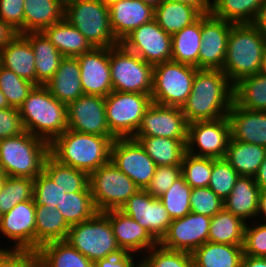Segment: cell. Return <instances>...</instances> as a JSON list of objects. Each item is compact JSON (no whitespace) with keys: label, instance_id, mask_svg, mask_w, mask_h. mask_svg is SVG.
<instances>
[{"label":"cell","instance_id":"cell-34","mask_svg":"<svg viewBox=\"0 0 266 267\" xmlns=\"http://www.w3.org/2000/svg\"><path fill=\"white\" fill-rule=\"evenodd\" d=\"M266 147L230 138L225 159L239 176L254 177L264 161Z\"/></svg>","mask_w":266,"mask_h":267},{"label":"cell","instance_id":"cell-46","mask_svg":"<svg viewBox=\"0 0 266 267\" xmlns=\"http://www.w3.org/2000/svg\"><path fill=\"white\" fill-rule=\"evenodd\" d=\"M213 158L185 153L181 164V175L191 188L208 187L212 173Z\"/></svg>","mask_w":266,"mask_h":267},{"label":"cell","instance_id":"cell-40","mask_svg":"<svg viewBox=\"0 0 266 267\" xmlns=\"http://www.w3.org/2000/svg\"><path fill=\"white\" fill-rule=\"evenodd\" d=\"M44 171L66 193L91 192L89 187V175L56 160L51 154L45 160Z\"/></svg>","mask_w":266,"mask_h":267},{"label":"cell","instance_id":"cell-15","mask_svg":"<svg viewBox=\"0 0 266 267\" xmlns=\"http://www.w3.org/2000/svg\"><path fill=\"white\" fill-rule=\"evenodd\" d=\"M188 122L180 107L152 103L133 137H165L187 143Z\"/></svg>","mask_w":266,"mask_h":267},{"label":"cell","instance_id":"cell-5","mask_svg":"<svg viewBox=\"0 0 266 267\" xmlns=\"http://www.w3.org/2000/svg\"><path fill=\"white\" fill-rule=\"evenodd\" d=\"M50 154V143L27 131L0 140V164L7 176L35 179Z\"/></svg>","mask_w":266,"mask_h":267},{"label":"cell","instance_id":"cell-64","mask_svg":"<svg viewBox=\"0 0 266 267\" xmlns=\"http://www.w3.org/2000/svg\"><path fill=\"white\" fill-rule=\"evenodd\" d=\"M143 3L156 8L163 0H141Z\"/></svg>","mask_w":266,"mask_h":267},{"label":"cell","instance_id":"cell-68","mask_svg":"<svg viewBox=\"0 0 266 267\" xmlns=\"http://www.w3.org/2000/svg\"><path fill=\"white\" fill-rule=\"evenodd\" d=\"M0 175H6V174L3 172V169H2L1 164H0Z\"/></svg>","mask_w":266,"mask_h":267},{"label":"cell","instance_id":"cell-60","mask_svg":"<svg viewBox=\"0 0 266 267\" xmlns=\"http://www.w3.org/2000/svg\"><path fill=\"white\" fill-rule=\"evenodd\" d=\"M254 180L259 186L260 190L266 189V155L264 161L260 165L256 175L254 176Z\"/></svg>","mask_w":266,"mask_h":267},{"label":"cell","instance_id":"cell-63","mask_svg":"<svg viewBox=\"0 0 266 267\" xmlns=\"http://www.w3.org/2000/svg\"><path fill=\"white\" fill-rule=\"evenodd\" d=\"M9 107L11 106L8 104L6 97L3 95V93L0 90V109L9 108Z\"/></svg>","mask_w":266,"mask_h":267},{"label":"cell","instance_id":"cell-19","mask_svg":"<svg viewBox=\"0 0 266 267\" xmlns=\"http://www.w3.org/2000/svg\"><path fill=\"white\" fill-rule=\"evenodd\" d=\"M233 23L212 14L201 16V46L198 69L223 70L229 32Z\"/></svg>","mask_w":266,"mask_h":267},{"label":"cell","instance_id":"cell-50","mask_svg":"<svg viewBox=\"0 0 266 267\" xmlns=\"http://www.w3.org/2000/svg\"><path fill=\"white\" fill-rule=\"evenodd\" d=\"M191 212L213 217L224 208L223 200L209 187L192 188L190 196Z\"/></svg>","mask_w":266,"mask_h":267},{"label":"cell","instance_id":"cell-3","mask_svg":"<svg viewBox=\"0 0 266 267\" xmlns=\"http://www.w3.org/2000/svg\"><path fill=\"white\" fill-rule=\"evenodd\" d=\"M265 50L266 37L254 23L231 26L222 71L233 86L260 72Z\"/></svg>","mask_w":266,"mask_h":267},{"label":"cell","instance_id":"cell-44","mask_svg":"<svg viewBox=\"0 0 266 267\" xmlns=\"http://www.w3.org/2000/svg\"><path fill=\"white\" fill-rule=\"evenodd\" d=\"M139 258L140 267H194L192 253L167 249L159 243Z\"/></svg>","mask_w":266,"mask_h":267},{"label":"cell","instance_id":"cell-66","mask_svg":"<svg viewBox=\"0 0 266 267\" xmlns=\"http://www.w3.org/2000/svg\"><path fill=\"white\" fill-rule=\"evenodd\" d=\"M105 5L108 7L116 2H119L120 0H101Z\"/></svg>","mask_w":266,"mask_h":267},{"label":"cell","instance_id":"cell-26","mask_svg":"<svg viewBox=\"0 0 266 267\" xmlns=\"http://www.w3.org/2000/svg\"><path fill=\"white\" fill-rule=\"evenodd\" d=\"M259 193L260 188L254 177L239 176L231 193L223 201L224 209L246 223L248 220L253 222L258 213Z\"/></svg>","mask_w":266,"mask_h":267},{"label":"cell","instance_id":"cell-41","mask_svg":"<svg viewBox=\"0 0 266 267\" xmlns=\"http://www.w3.org/2000/svg\"><path fill=\"white\" fill-rule=\"evenodd\" d=\"M234 102L248 110L266 111V75L258 73L236 83Z\"/></svg>","mask_w":266,"mask_h":267},{"label":"cell","instance_id":"cell-4","mask_svg":"<svg viewBox=\"0 0 266 267\" xmlns=\"http://www.w3.org/2000/svg\"><path fill=\"white\" fill-rule=\"evenodd\" d=\"M18 111L24 130L48 143L67 130V105L44 85L35 86Z\"/></svg>","mask_w":266,"mask_h":267},{"label":"cell","instance_id":"cell-1","mask_svg":"<svg viewBox=\"0 0 266 267\" xmlns=\"http://www.w3.org/2000/svg\"><path fill=\"white\" fill-rule=\"evenodd\" d=\"M234 101V86L222 70L198 69L191 94L182 106L188 123L227 116Z\"/></svg>","mask_w":266,"mask_h":267},{"label":"cell","instance_id":"cell-39","mask_svg":"<svg viewBox=\"0 0 266 267\" xmlns=\"http://www.w3.org/2000/svg\"><path fill=\"white\" fill-rule=\"evenodd\" d=\"M246 222L224 208L211 217L208 241L230 245H243Z\"/></svg>","mask_w":266,"mask_h":267},{"label":"cell","instance_id":"cell-69","mask_svg":"<svg viewBox=\"0 0 266 267\" xmlns=\"http://www.w3.org/2000/svg\"><path fill=\"white\" fill-rule=\"evenodd\" d=\"M3 250H8V248H3V247H0V253L3 251Z\"/></svg>","mask_w":266,"mask_h":267},{"label":"cell","instance_id":"cell-61","mask_svg":"<svg viewBox=\"0 0 266 267\" xmlns=\"http://www.w3.org/2000/svg\"><path fill=\"white\" fill-rule=\"evenodd\" d=\"M257 219H259V221L261 219L262 221L264 220V222H266V189L260 190L259 193L258 213L256 216V220Z\"/></svg>","mask_w":266,"mask_h":267},{"label":"cell","instance_id":"cell-9","mask_svg":"<svg viewBox=\"0 0 266 267\" xmlns=\"http://www.w3.org/2000/svg\"><path fill=\"white\" fill-rule=\"evenodd\" d=\"M110 70L113 91L151 95L153 65L121 43L110 47Z\"/></svg>","mask_w":266,"mask_h":267},{"label":"cell","instance_id":"cell-23","mask_svg":"<svg viewBox=\"0 0 266 267\" xmlns=\"http://www.w3.org/2000/svg\"><path fill=\"white\" fill-rule=\"evenodd\" d=\"M227 117L231 139L266 147V111L248 110L233 101Z\"/></svg>","mask_w":266,"mask_h":267},{"label":"cell","instance_id":"cell-10","mask_svg":"<svg viewBox=\"0 0 266 267\" xmlns=\"http://www.w3.org/2000/svg\"><path fill=\"white\" fill-rule=\"evenodd\" d=\"M89 187L98 212L120 209L139 190L112 161L89 175Z\"/></svg>","mask_w":266,"mask_h":267},{"label":"cell","instance_id":"cell-56","mask_svg":"<svg viewBox=\"0 0 266 267\" xmlns=\"http://www.w3.org/2000/svg\"><path fill=\"white\" fill-rule=\"evenodd\" d=\"M136 256L137 255L132 253L123 252L116 256L98 260L94 264V267H139V259L138 257L136 258ZM135 259H137L138 262Z\"/></svg>","mask_w":266,"mask_h":267},{"label":"cell","instance_id":"cell-42","mask_svg":"<svg viewBox=\"0 0 266 267\" xmlns=\"http://www.w3.org/2000/svg\"><path fill=\"white\" fill-rule=\"evenodd\" d=\"M69 226L92 218L98 211L91 192L65 193L61 204L56 206Z\"/></svg>","mask_w":266,"mask_h":267},{"label":"cell","instance_id":"cell-25","mask_svg":"<svg viewBox=\"0 0 266 267\" xmlns=\"http://www.w3.org/2000/svg\"><path fill=\"white\" fill-rule=\"evenodd\" d=\"M76 57H64L54 76L44 85L59 101L68 105L84 94Z\"/></svg>","mask_w":266,"mask_h":267},{"label":"cell","instance_id":"cell-36","mask_svg":"<svg viewBox=\"0 0 266 267\" xmlns=\"http://www.w3.org/2000/svg\"><path fill=\"white\" fill-rule=\"evenodd\" d=\"M265 0H212L211 14L233 24H253Z\"/></svg>","mask_w":266,"mask_h":267},{"label":"cell","instance_id":"cell-48","mask_svg":"<svg viewBox=\"0 0 266 267\" xmlns=\"http://www.w3.org/2000/svg\"><path fill=\"white\" fill-rule=\"evenodd\" d=\"M238 177L237 171L225 158H213L208 187L224 201L231 193Z\"/></svg>","mask_w":266,"mask_h":267},{"label":"cell","instance_id":"cell-21","mask_svg":"<svg viewBox=\"0 0 266 267\" xmlns=\"http://www.w3.org/2000/svg\"><path fill=\"white\" fill-rule=\"evenodd\" d=\"M76 58L80 65V80L84 94L108 96L113 91L110 48L93 47Z\"/></svg>","mask_w":266,"mask_h":267},{"label":"cell","instance_id":"cell-38","mask_svg":"<svg viewBox=\"0 0 266 267\" xmlns=\"http://www.w3.org/2000/svg\"><path fill=\"white\" fill-rule=\"evenodd\" d=\"M171 60L198 68L201 46V17L193 24L171 35Z\"/></svg>","mask_w":266,"mask_h":267},{"label":"cell","instance_id":"cell-53","mask_svg":"<svg viewBox=\"0 0 266 267\" xmlns=\"http://www.w3.org/2000/svg\"><path fill=\"white\" fill-rule=\"evenodd\" d=\"M24 0H0V19L24 34Z\"/></svg>","mask_w":266,"mask_h":267},{"label":"cell","instance_id":"cell-47","mask_svg":"<svg viewBox=\"0 0 266 267\" xmlns=\"http://www.w3.org/2000/svg\"><path fill=\"white\" fill-rule=\"evenodd\" d=\"M35 86L0 65V90L11 107L19 108Z\"/></svg>","mask_w":266,"mask_h":267},{"label":"cell","instance_id":"cell-29","mask_svg":"<svg viewBox=\"0 0 266 267\" xmlns=\"http://www.w3.org/2000/svg\"><path fill=\"white\" fill-rule=\"evenodd\" d=\"M24 33L41 32L64 19V0H24Z\"/></svg>","mask_w":266,"mask_h":267},{"label":"cell","instance_id":"cell-16","mask_svg":"<svg viewBox=\"0 0 266 267\" xmlns=\"http://www.w3.org/2000/svg\"><path fill=\"white\" fill-rule=\"evenodd\" d=\"M67 129L115 137L106 121L105 97L83 94L67 105Z\"/></svg>","mask_w":266,"mask_h":267},{"label":"cell","instance_id":"cell-35","mask_svg":"<svg viewBox=\"0 0 266 267\" xmlns=\"http://www.w3.org/2000/svg\"><path fill=\"white\" fill-rule=\"evenodd\" d=\"M35 214L36 251L46 243L66 240L70 226L57 208L35 206Z\"/></svg>","mask_w":266,"mask_h":267},{"label":"cell","instance_id":"cell-37","mask_svg":"<svg viewBox=\"0 0 266 267\" xmlns=\"http://www.w3.org/2000/svg\"><path fill=\"white\" fill-rule=\"evenodd\" d=\"M145 149L156 166L181 165L186 144L178 139L165 137H132Z\"/></svg>","mask_w":266,"mask_h":267},{"label":"cell","instance_id":"cell-11","mask_svg":"<svg viewBox=\"0 0 266 267\" xmlns=\"http://www.w3.org/2000/svg\"><path fill=\"white\" fill-rule=\"evenodd\" d=\"M152 104L151 95L112 91L105 97L106 121L116 138H132Z\"/></svg>","mask_w":266,"mask_h":267},{"label":"cell","instance_id":"cell-17","mask_svg":"<svg viewBox=\"0 0 266 267\" xmlns=\"http://www.w3.org/2000/svg\"><path fill=\"white\" fill-rule=\"evenodd\" d=\"M36 214L34 200L16 204L1 215L0 233L11 239L9 250H30L36 252Z\"/></svg>","mask_w":266,"mask_h":267},{"label":"cell","instance_id":"cell-12","mask_svg":"<svg viewBox=\"0 0 266 267\" xmlns=\"http://www.w3.org/2000/svg\"><path fill=\"white\" fill-rule=\"evenodd\" d=\"M230 138L227 116L216 120L194 121L188 124L186 152L199 157L225 158Z\"/></svg>","mask_w":266,"mask_h":267},{"label":"cell","instance_id":"cell-24","mask_svg":"<svg viewBox=\"0 0 266 267\" xmlns=\"http://www.w3.org/2000/svg\"><path fill=\"white\" fill-rule=\"evenodd\" d=\"M114 37L121 42L129 33L154 19L155 8L141 0H120L109 6Z\"/></svg>","mask_w":266,"mask_h":267},{"label":"cell","instance_id":"cell-31","mask_svg":"<svg viewBox=\"0 0 266 267\" xmlns=\"http://www.w3.org/2000/svg\"><path fill=\"white\" fill-rule=\"evenodd\" d=\"M37 267H94V263L66 240L52 241L38 248Z\"/></svg>","mask_w":266,"mask_h":267},{"label":"cell","instance_id":"cell-65","mask_svg":"<svg viewBox=\"0 0 266 267\" xmlns=\"http://www.w3.org/2000/svg\"><path fill=\"white\" fill-rule=\"evenodd\" d=\"M261 74L263 75H266V50H265V53H264V57H263V60H262V64H261V68H260V72Z\"/></svg>","mask_w":266,"mask_h":267},{"label":"cell","instance_id":"cell-28","mask_svg":"<svg viewBox=\"0 0 266 267\" xmlns=\"http://www.w3.org/2000/svg\"><path fill=\"white\" fill-rule=\"evenodd\" d=\"M22 35L29 41L35 54L36 86L45 85L54 76L64 56L42 31Z\"/></svg>","mask_w":266,"mask_h":267},{"label":"cell","instance_id":"cell-2","mask_svg":"<svg viewBox=\"0 0 266 267\" xmlns=\"http://www.w3.org/2000/svg\"><path fill=\"white\" fill-rule=\"evenodd\" d=\"M115 138L67 129L50 143V154L60 163L90 175L110 161Z\"/></svg>","mask_w":266,"mask_h":267},{"label":"cell","instance_id":"cell-57","mask_svg":"<svg viewBox=\"0 0 266 267\" xmlns=\"http://www.w3.org/2000/svg\"><path fill=\"white\" fill-rule=\"evenodd\" d=\"M17 34L18 32L16 30L0 19V50H2Z\"/></svg>","mask_w":266,"mask_h":267},{"label":"cell","instance_id":"cell-14","mask_svg":"<svg viewBox=\"0 0 266 267\" xmlns=\"http://www.w3.org/2000/svg\"><path fill=\"white\" fill-rule=\"evenodd\" d=\"M120 43L153 66L171 60V35L155 19L134 29Z\"/></svg>","mask_w":266,"mask_h":267},{"label":"cell","instance_id":"cell-59","mask_svg":"<svg viewBox=\"0 0 266 267\" xmlns=\"http://www.w3.org/2000/svg\"><path fill=\"white\" fill-rule=\"evenodd\" d=\"M240 267H266V257H252L243 255Z\"/></svg>","mask_w":266,"mask_h":267},{"label":"cell","instance_id":"cell-32","mask_svg":"<svg viewBox=\"0 0 266 267\" xmlns=\"http://www.w3.org/2000/svg\"><path fill=\"white\" fill-rule=\"evenodd\" d=\"M202 15L203 13L192 5L163 0L155 8L154 19L166 33L173 35L196 22Z\"/></svg>","mask_w":266,"mask_h":267},{"label":"cell","instance_id":"cell-43","mask_svg":"<svg viewBox=\"0 0 266 267\" xmlns=\"http://www.w3.org/2000/svg\"><path fill=\"white\" fill-rule=\"evenodd\" d=\"M34 179L8 176L0 190V214L10 211L16 204L33 199Z\"/></svg>","mask_w":266,"mask_h":267},{"label":"cell","instance_id":"cell-8","mask_svg":"<svg viewBox=\"0 0 266 267\" xmlns=\"http://www.w3.org/2000/svg\"><path fill=\"white\" fill-rule=\"evenodd\" d=\"M197 70L195 66L173 60L154 65L152 103L182 108L191 94Z\"/></svg>","mask_w":266,"mask_h":267},{"label":"cell","instance_id":"cell-67","mask_svg":"<svg viewBox=\"0 0 266 267\" xmlns=\"http://www.w3.org/2000/svg\"><path fill=\"white\" fill-rule=\"evenodd\" d=\"M7 175H0V190L2 189L5 180L7 179Z\"/></svg>","mask_w":266,"mask_h":267},{"label":"cell","instance_id":"cell-55","mask_svg":"<svg viewBox=\"0 0 266 267\" xmlns=\"http://www.w3.org/2000/svg\"><path fill=\"white\" fill-rule=\"evenodd\" d=\"M0 267H37V253L30 250H3Z\"/></svg>","mask_w":266,"mask_h":267},{"label":"cell","instance_id":"cell-45","mask_svg":"<svg viewBox=\"0 0 266 267\" xmlns=\"http://www.w3.org/2000/svg\"><path fill=\"white\" fill-rule=\"evenodd\" d=\"M192 188L181 175L170 188L159 197L172 220L182 218L191 212L190 196Z\"/></svg>","mask_w":266,"mask_h":267},{"label":"cell","instance_id":"cell-18","mask_svg":"<svg viewBox=\"0 0 266 267\" xmlns=\"http://www.w3.org/2000/svg\"><path fill=\"white\" fill-rule=\"evenodd\" d=\"M211 217L190 212L172 220L167 233L158 242L162 247L193 253L208 241Z\"/></svg>","mask_w":266,"mask_h":267},{"label":"cell","instance_id":"cell-52","mask_svg":"<svg viewBox=\"0 0 266 267\" xmlns=\"http://www.w3.org/2000/svg\"><path fill=\"white\" fill-rule=\"evenodd\" d=\"M181 176V165L156 166L154 176L146 191L153 197L159 198Z\"/></svg>","mask_w":266,"mask_h":267},{"label":"cell","instance_id":"cell-13","mask_svg":"<svg viewBox=\"0 0 266 267\" xmlns=\"http://www.w3.org/2000/svg\"><path fill=\"white\" fill-rule=\"evenodd\" d=\"M110 161L142 190L150 185L156 169L155 162L133 138H115Z\"/></svg>","mask_w":266,"mask_h":267},{"label":"cell","instance_id":"cell-7","mask_svg":"<svg viewBox=\"0 0 266 267\" xmlns=\"http://www.w3.org/2000/svg\"><path fill=\"white\" fill-rule=\"evenodd\" d=\"M66 241L94 264L123 253L116 243L109 218L103 212L70 226Z\"/></svg>","mask_w":266,"mask_h":267},{"label":"cell","instance_id":"cell-27","mask_svg":"<svg viewBox=\"0 0 266 267\" xmlns=\"http://www.w3.org/2000/svg\"><path fill=\"white\" fill-rule=\"evenodd\" d=\"M1 66L36 85L35 54L22 34H17L1 50Z\"/></svg>","mask_w":266,"mask_h":267},{"label":"cell","instance_id":"cell-20","mask_svg":"<svg viewBox=\"0 0 266 267\" xmlns=\"http://www.w3.org/2000/svg\"><path fill=\"white\" fill-rule=\"evenodd\" d=\"M120 210L148 230L158 242L167 233L172 222L159 198L142 189L130 196Z\"/></svg>","mask_w":266,"mask_h":267},{"label":"cell","instance_id":"cell-62","mask_svg":"<svg viewBox=\"0 0 266 267\" xmlns=\"http://www.w3.org/2000/svg\"><path fill=\"white\" fill-rule=\"evenodd\" d=\"M260 32L266 37V0L261 8V13L258 16L256 22L254 23Z\"/></svg>","mask_w":266,"mask_h":267},{"label":"cell","instance_id":"cell-6","mask_svg":"<svg viewBox=\"0 0 266 267\" xmlns=\"http://www.w3.org/2000/svg\"><path fill=\"white\" fill-rule=\"evenodd\" d=\"M64 18L93 47L110 48L120 43L111 29L109 7L101 0H66Z\"/></svg>","mask_w":266,"mask_h":267},{"label":"cell","instance_id":"cell-49","mask_svg":"<svg viewBox=\"0 0 266 267\" xmlns=\"http://www.w3.org/2000/svg\"><path fill=\"white\" fill-rule=\"evenodd\" d=\"M65 193L66 191L56 184L44 170L34 179L33 200L35 206L46 205L56 208L61 204Z\"/></svg>","mask_w":266,"mask_h":267},{"label":"cell","instance_id":"cell-22","mask_svg":"<svg viewBox=\"0 0 266 267\" xmlns=\"http://www.w3.org/2000/svg\"><path fill=\"white\" fill-rule=\"evenodd\" d=\"M103 213L109 218L116 243L122 252L132 253L139 257L158 244L148 230L120 209Z\"/></svg>","mask_w":266,"mask_h":267},{"label":"cell","instance_id":"cell-33","mask_svg":"<svg viewBox=\"0 0 266 267\" xmlns=\"http://www.w3.org/2000/svg\"><path fill=\"white\" fill-rule=\"evenodd\" d=\"M194 267H240L243 245L207 241L193 253Z\"/></svg>","mask_w":266,"mask_h":267},{"label":"cell","instance_id":"cell-58","mask_svg":"<svg viewBox=\"0 0 266 267\" xmlns=\"http://www.w3.org/2000/svg\"><path fill=\"white\" fill-rule=\"evenodd\" d=\"M186 3L199 9L203 14H211L212 0H167Z\"/></svg>","mask_w":266,"mask_h":267},{"label":"cell","instance_id":"cell-30","mask_svg":"<svg viewBox=\"0 0 266 267\" xmlns=\"http://www.w3.org/2000/svg\"><path fill=\"white\" fill-rule=\"evenodd\" d=\"M42 32L64 57H77L93 48L85 36L65 18Z\"/></svg>","mask_w":266,"mask_h":267},{"label":"cell","instance_id":"cell-54","mask_svg":"<svg viewBox=\"0 0 266 267\" xmlns=\"http://www.w3.org/2000/svg\"><path fill=\"white\" fill-rule=\"evenodd\" d=\"M24 131L18 108L0 109V140L17 136Z\"/></svg>","mask_w":266,"mask_h":267},{"label":"cell","instance_id":"cell-51","mask_svg":"<svg viewBox=\"0 0 266 267\" xmlns=\"http://www.w3.org/2000/svg\"><path fill=\"white\" fill-rule=\"evenodd\" d=\"M260 222L258 220L255 221L254 219V223H246L244 230L243 255L266 257V222Z\"/></svg>","mask_w":266,"mask_h":267}]
</instances>
